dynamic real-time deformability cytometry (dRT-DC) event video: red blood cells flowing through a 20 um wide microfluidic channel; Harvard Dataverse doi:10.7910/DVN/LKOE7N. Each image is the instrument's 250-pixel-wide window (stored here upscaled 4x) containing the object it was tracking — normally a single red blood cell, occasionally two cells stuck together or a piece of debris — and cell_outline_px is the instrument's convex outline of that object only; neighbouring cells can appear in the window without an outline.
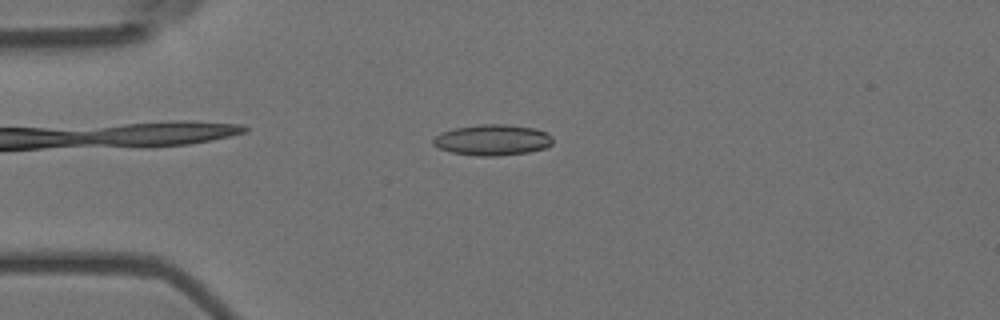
{"species": "Egyptian fruit bat (a non-hibernating species)", "species_latin": "Rousettus aegyptiacus", "temperature_condition": "room temperature", "stored_images_in_passage": 56, "camera_frame_rate_fps": 3000, "um_per_image_px": 0.085, "animal": {"sex": "female"}, "frame": {"image": 1, "passage_image": 14, "time_ms": 4.333, "image_size_px": [1000, 320], "cell_outline_px": [[552, 144], [544, 148], [528, 152], [496, 156], [480, 156], [452, 152], [440, 148], [432, 144], [432, 140], [440, 132], [452, 128], [480, 124], [504, 124], [536, 128], [548, 132], [552, 136]], "centroid_in_image_um": [41.86, 11.88], "position_along_channel_um": 43.1, "area_um2": 21.62}}
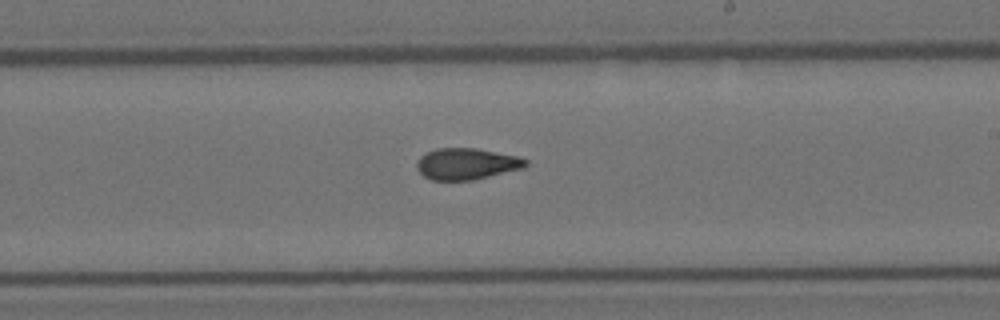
{"frame": {"image": 2, "passage_image": 33, "time_ms": 10.667, "image_size_px": [1000, 320], "cell_outline_px": [[528, 164], [524, 168], [472, 180], [432, 180], [424, 176], [416, 168], [416, 164], [420, 156], [436, 148], [476, 148], [520, 156], [528, 160]], "centroid_in_image_um": [39.68, 13.92], "position_along_channel_um": 249.3, "area_um2": 20.0}}
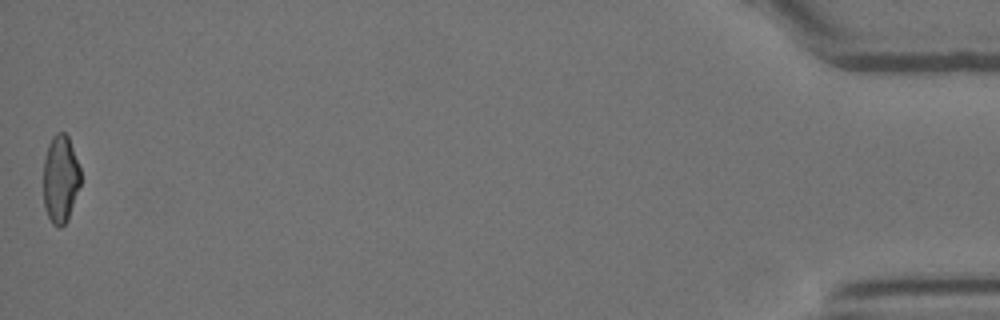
{"frame": {"image": 3, "passage_image": 56, "time_ms": 18.333, "image_size_px": [1000, 320], "cell_outline_px": [[80, 184], [68, 220], [60, 228], [52, 224], [44, 208], [44, 160], [48, 144], [52, 136], [56, 132], [64, 132], [68, 136], [80, 168]], "centroid_in_image_um": [5.13, 15.21], "position_along_channel_um": 430.1, "area_um2": 19.02}, "authors_computed_cell_mechanics": {"area_um2": 20.0855, "velocity_mm_per_s": 3.6023, "shape_relaxation_time_tau1_ms": null, "shape_relaxation_time_tau2_ms": 3.483, "deformation_change_tau1": null, "deformation_change_tau2": 0.1038}}